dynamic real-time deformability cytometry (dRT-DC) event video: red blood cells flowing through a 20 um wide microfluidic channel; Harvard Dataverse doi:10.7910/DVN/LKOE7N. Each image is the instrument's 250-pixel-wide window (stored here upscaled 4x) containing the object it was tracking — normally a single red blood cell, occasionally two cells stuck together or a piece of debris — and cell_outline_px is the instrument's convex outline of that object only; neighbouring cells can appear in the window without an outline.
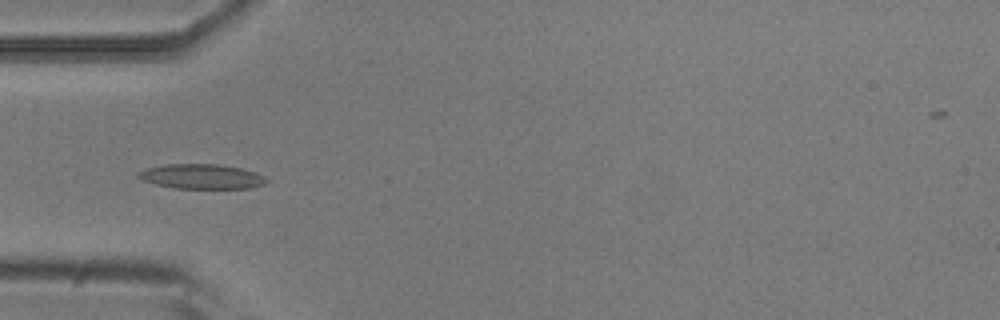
{"species": "common noctule bat (a hibernating species)", "species_latin": "Nyctalus noctula", "temperature_condition": "room temperature", "stored_images_in_passage": 3, "camera_frame_rate_fps": 3000, "um_per_image_px": 0.085, "animal": {"sex": "male", "body_mass_g": 20.5, "forearm_length_mm": 52.5}, "frame": {"image": 1, "passage_image": 3, "time_ms": 0.667, "image_size_px": [1000, 320], "cell_outline_px": [[268, 180], [264, 184], [248, 188], [176, 188], [156, 184], [144, 180], [136, 176], [136, 172], [144, 168], [164, 164], [220, 164], [240, 168], [264, 176]], "centroid_in_image_um": [17.08, 14.99], "position_along_channel_um": 67.9, "area_um2": 18.38}}